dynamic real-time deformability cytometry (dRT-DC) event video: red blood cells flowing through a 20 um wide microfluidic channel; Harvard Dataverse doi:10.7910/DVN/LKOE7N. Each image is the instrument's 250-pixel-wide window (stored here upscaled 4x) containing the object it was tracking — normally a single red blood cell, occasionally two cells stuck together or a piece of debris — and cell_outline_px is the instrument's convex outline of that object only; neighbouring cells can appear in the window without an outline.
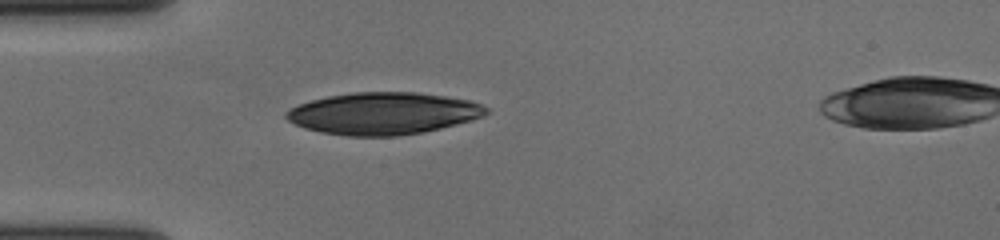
{"species": "human", "species_latin": "Homo sapiens", "temperature_condition": "cold", "stored_images_in_passage": 41, "camera_frame_rate_fps": 3000, "um_per_image_px": 0.085, "donor": {"sex": "female"}, "frame": {"image": 1, "passage_image": 1, "time_ms": 0.0, "image_size_px": [1000, 240], "cell_outline_px": [[488, 112], [484, 116], [472, 120], [440, 128], [420, 132], [396, 136], [348, 136], [320, 132], [304, 128], [288, 120], [284, 116], [284, 112], [288, 108], [312, 100], [328, 96], [352, 92], [416, 92], [448, 96], [472, 100], [488, 108]], "centroid_in_image_um": [32.57, 9.63], "position_along_channel_um": 52.4, "area_um2": 49.13}}
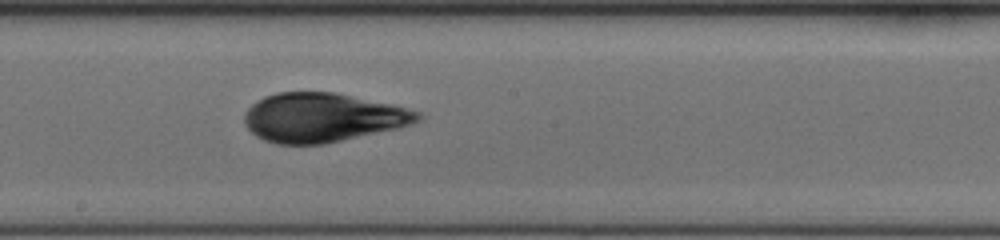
{"frame": {"image": 2, "passage_image": 16, "time_ms": 5.0, "image_size_px": [1000, 240], "cell_outline_px": [[424, 116], [420, 120], [412, 124], [400, 128], [324, 144], [276, 144], [264, 140], [256, 136], [244, 124], [244, 112], [252, 104], [264, 96], [276, 92], [336, 92], [392, 104], [420, 112]], "centroid_in_image_um": [27.43, 9.99], "position_along_channel_um": 220.8, "area_um2": 49.82}}
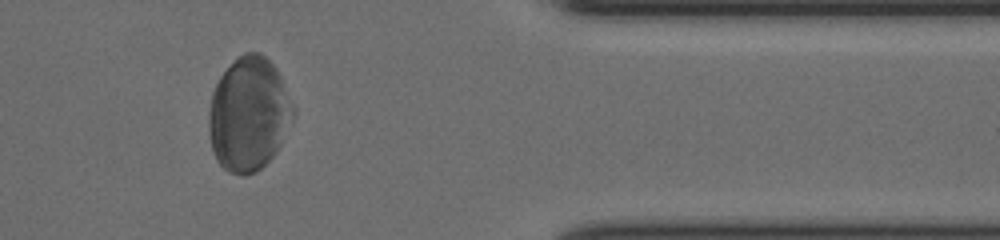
{"frame": {"image": 3, "passage_image": 32, "time_ms": 10.333, "image_size_px": [1000, 240], "cell_outline_px": [[296, 116], [276, 152], [256, 172], [244, 176], [240, 176], [228, 172], [216, 160], [212, 152], [208, 132], [208, 116], [212, 92], [220, 76], [244, 52], [260, 52], [276, 68], [296, 108]], "centroid_in_image_um": [21.15, 9.73], "position_along_channel_um": 390.2, "area_um2": 56.41}}